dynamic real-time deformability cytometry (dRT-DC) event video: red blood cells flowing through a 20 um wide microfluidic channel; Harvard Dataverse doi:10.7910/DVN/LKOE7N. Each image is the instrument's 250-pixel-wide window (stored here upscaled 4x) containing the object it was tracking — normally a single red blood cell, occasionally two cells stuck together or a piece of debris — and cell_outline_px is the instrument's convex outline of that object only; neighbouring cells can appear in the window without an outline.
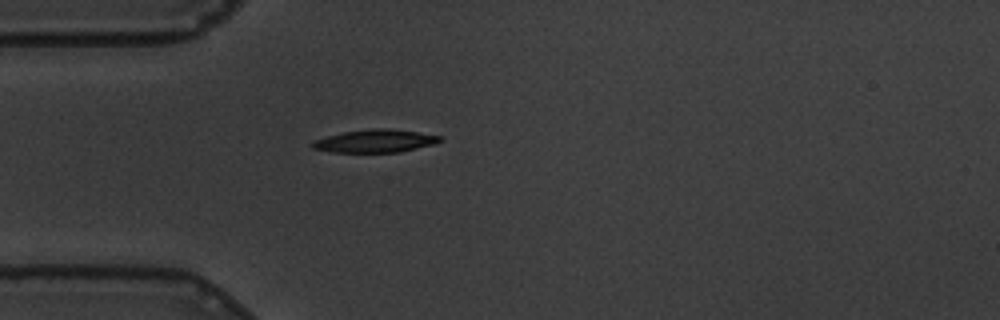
{"species": "common noctule bat (a hibernating species)", "species_latin": "Nyctalus noctula", "temperature_condition": "warm", "stored_images_in_passage": 35, "camera_frame_rate_fps": 3000, "um_per_image_px": 0.085, "animal": {"sex": "male", "body_mass_g": 19.5, "forearm_length_mm": 54.6}, "frame": {"image": 1, "passage_image": 1, "time_ms": 0.0, "image_size_px": [1000, 320], "cell_outline_px": [[444, 140], [432, 144], [400, 152], [332, 152], [312, 148], [312, 140], [344, 132], [372, 128], [392, 128], [440, 136]], "centroid_in_image_um": [31.88, 11.98], "position_along_channel_um": 53.1, "area_um2": 16.88}}
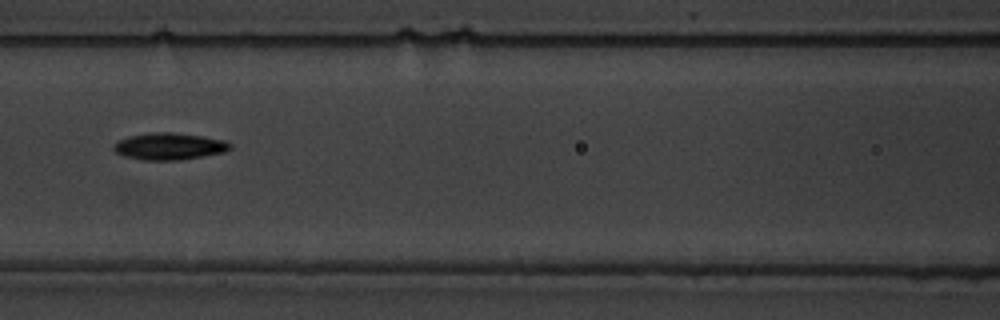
{"frame": {"image": 2, "passage_image": 10, "time_ms": 3.0, "image_size_px": [1000, 320], "cell_outline_px": [[232, 148], [224, 152], [204, 156], [180, 160], [144, 160], [124, 156], [116, 152], [112, 148], [112, 144], [116, 140], [128, 136], [152, 132], [172, 132], [204, 136], [224, 140], [232, 144]], "centroid_in_image_um": [14.37, 12.43], "position_along_channel_um": 152.2, "area_um2": 18.5}}
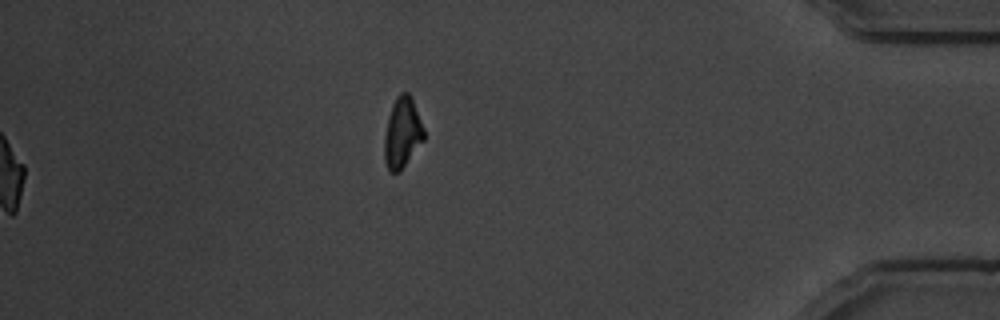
{"frame": {"image": 3, "passage_image": 35, "time_ms": 11.333, "image_size_px": [1000, 320], "cell_outline_px": [[424, 140], [400, 172], [388, 172], [384, 160], [384, 136], [388, 116], [392, 104], [396, 96], [400, 92], [408, 92], [412, 96], [424, 128]], "centroid_in_image_um": [34.19, 11.28], "position_along_channel_um": 401.0, "area_um2": 16.59}, "authors_computed_cell_mechanics": {"area_um2": 17.2822, "velocity_mm_per_s": 3.4986, "shape_relaxation_time_tau1_ms": 5.1506, "shape_relaxation_time_tau2_ms": 8.0485, "deformation_change_tau1": 0.17, "deformation_change_tau2": 0.1582}}